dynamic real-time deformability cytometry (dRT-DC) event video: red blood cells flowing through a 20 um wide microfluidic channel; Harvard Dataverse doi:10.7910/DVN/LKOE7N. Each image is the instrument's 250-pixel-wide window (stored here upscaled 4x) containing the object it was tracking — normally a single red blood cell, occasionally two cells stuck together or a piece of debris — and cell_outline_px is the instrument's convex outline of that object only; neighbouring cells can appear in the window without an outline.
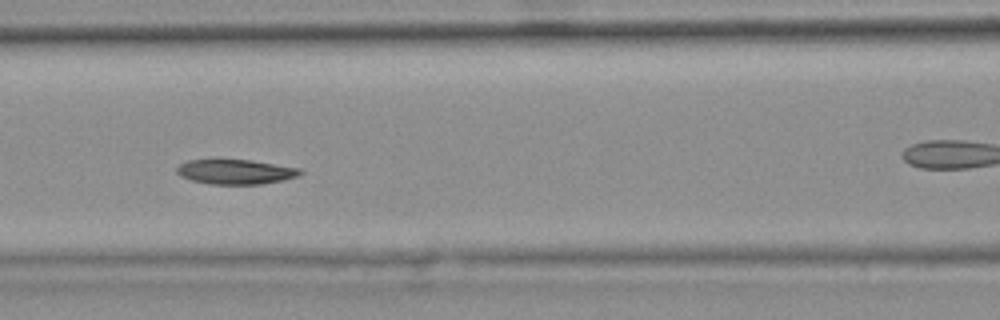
{"species": "common noctule bat (a hibernating species)", "species_latin": "Nyctalus noctula", "temperature_condition": "warm", "stored_images_in_passage": 31, "camera_frame_rate_fps": 3000, "um_per_image_px": 0.085, "animal": {"sex": "female", "body_mass_g": 25.1}, "frame": {"image": 1, "passage_image": 10, "time_ms": 3.0, "image_size_px": [1000, 320], "cell_outline_px": [[304, 172], [296, 176], [284, 180], [260, 184], [212, 184], [192, 180], [180, 176], [176, 172], [176, 168], [180, 164], [188, 160], [252, 160], [300, 168]], "centroid_in_image_um": [20.03, 14.6], "position_along_channel_um": 146.6, "area_um2": 17.69}, "authors_computed_cell_mechanics": {"area_um2": 18.5538, "velocity_mm_per_s": 3.7077, "shape_relaxation_time_tau1_ms": null, "shape_relaxation_time_tau2_ms": 6.2184, "deformation_change_tau1": null, "deformation_change_tau2": 0.1161}}